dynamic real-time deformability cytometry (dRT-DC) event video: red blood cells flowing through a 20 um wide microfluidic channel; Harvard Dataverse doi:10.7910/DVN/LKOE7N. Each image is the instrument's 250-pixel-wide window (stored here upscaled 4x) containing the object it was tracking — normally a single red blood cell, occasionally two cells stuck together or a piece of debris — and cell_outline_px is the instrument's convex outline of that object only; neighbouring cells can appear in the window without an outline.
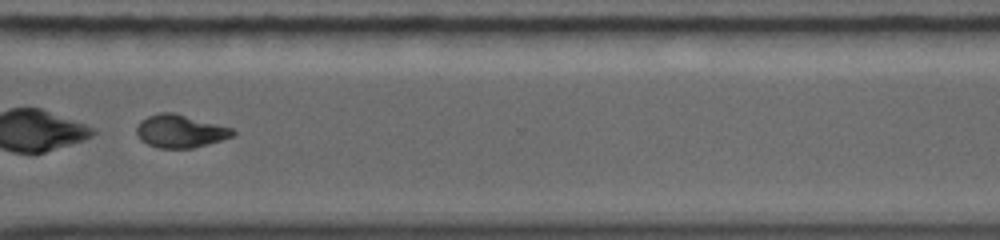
{"species": "common noctule bat (a hibernating species)", "species_latin": "Nyctalus noctula", "temperature_condition": "warm", "stored_images_in_passage": 27, "camera_frame_rate_fps": 5000, "um_per_image_px": 0.085, "animal": {"sex": "female", "body_mass_g": 19.0, "forearm_length_mm": 56.7}, "frame": {"image": 1, "passage_image": 20, "time_ms": 7.4, "image_size_px": [1000, 240], "cell_outline_px": [[236, 136], [208, 144], [192, 148], [156, 148], [140, 140], [136, 132], [136, 128], [140, 120], [148, 116], [160, 112], [176, 112], [232, 128], [236, 132]], "centroid_in_image_um": [15.33, 11.14], "position_along_channel_um": 355.3, "area_um2": 18.73}, "authors_computed_cell_mechanics": {"area_um2": 19.4208, "velocity_mm_per_s": 4.1666, "shape_relaxation_time_tau1_ms": 8.1141, "shape_relaxation_time_tau2_ms": 5.4143, "deformation_change_tau1": 0.2388, "deformation_change_tau2": 0.0895}}